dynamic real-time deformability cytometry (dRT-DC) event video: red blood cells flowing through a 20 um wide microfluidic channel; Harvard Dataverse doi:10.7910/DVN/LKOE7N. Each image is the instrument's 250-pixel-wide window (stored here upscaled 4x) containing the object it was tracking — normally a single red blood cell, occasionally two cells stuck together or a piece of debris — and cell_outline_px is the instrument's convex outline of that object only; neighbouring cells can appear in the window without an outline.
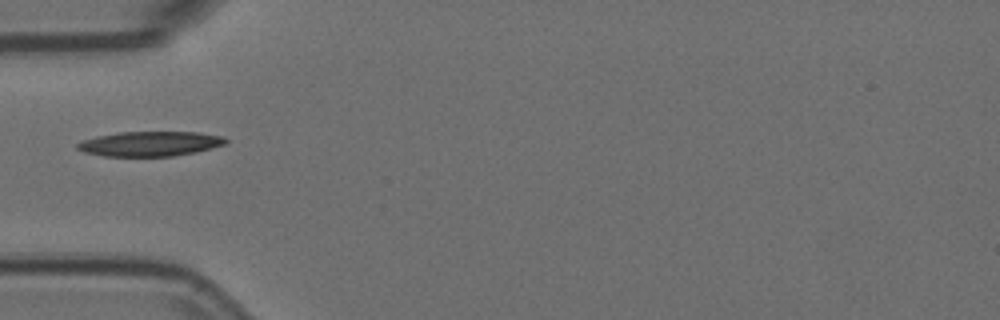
{"species": "Egyptian fruit bat (a non-hibernating species)", "species_latin": "Rousettus aegyptiacus", "temperature_condition": "room temperature", "stored_images_in_passage": 1, "camera_frame_rate_fps": 3000, "um_per_image_px": 0.085, "animal": {"sex": "female"}, "frame": {"image": 1, "passage_image": 1, "time_ms": 0.0, "image_size_px": [1000, 320], "cell_outline_px": [[228, 140], [224, 144], [212, 148], [196, 152], [172, 156], [104, 156], [84, 152], [76, 148], [76, 144], [80, 140], [96, 136], [120, 132], [200, 132], [224, 136]], "centroid_in_image_um": [12.74, 12.21], "position_along_channel_um": 72.3, "area_um2": 21.56}}